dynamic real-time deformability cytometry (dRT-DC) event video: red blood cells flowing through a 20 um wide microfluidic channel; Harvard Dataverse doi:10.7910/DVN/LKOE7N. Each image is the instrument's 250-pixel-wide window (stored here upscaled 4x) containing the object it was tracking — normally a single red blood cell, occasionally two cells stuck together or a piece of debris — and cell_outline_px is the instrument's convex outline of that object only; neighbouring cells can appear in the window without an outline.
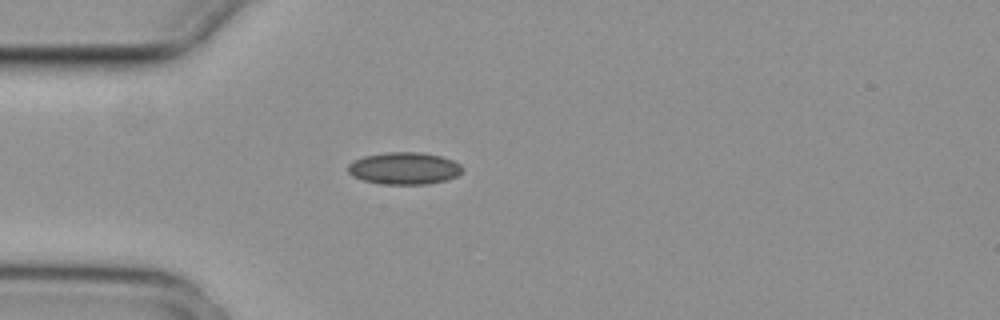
{"species": "common noctule bat (a hibernating species)", "species_latin": "Nyctalus noctula", "temperature_condition": "cold", "stored_images_in_passage": 1, "camera_frame_rate_fps": 3000, "um_per_image_px": 0.085, "animal": {"sex": "female", "body_mass_g": 29.2, "forearm_length_mm": 56.3}, "frame": {"image": 1, "passage_image": 1, "time_ms": 0.0, "image_size_px": [1000, 320], "cell_outline_px": [[464, 168], [456, 176], [444, 180], [428, 184], [380, 184], [364, 180], [352, 176], [348, 172], [348, 164], [352, 160], [364, 156], [388, 152], [420, 152], [440, 156], [452, 160], [460, 164]], "centroid_in_image_um": [34.33, 14.3], "position_along_channel_um": 50.7, "area_um2": 21.39}}